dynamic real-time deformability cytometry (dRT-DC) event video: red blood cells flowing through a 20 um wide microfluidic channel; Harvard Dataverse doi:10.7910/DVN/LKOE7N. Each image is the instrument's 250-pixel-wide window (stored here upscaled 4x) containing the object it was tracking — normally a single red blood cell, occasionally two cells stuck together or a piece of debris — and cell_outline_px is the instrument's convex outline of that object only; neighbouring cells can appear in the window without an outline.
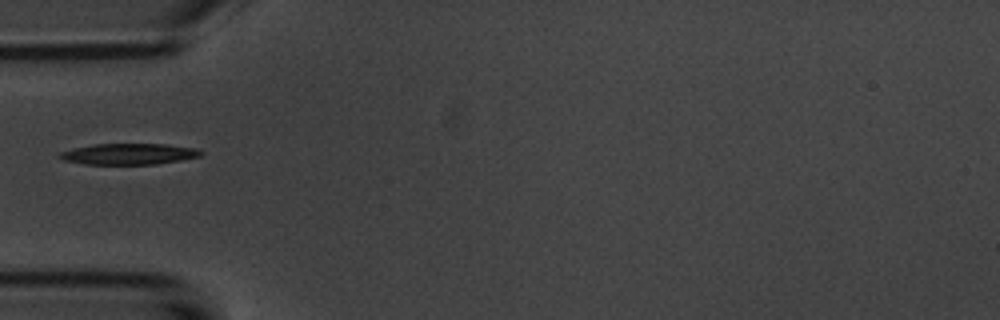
{"species": "common noctule bat (a hibernating species)", "species_latin": "Nyctalus noctula", "temperature_condition": "room temperature", "stored_images_in_passage": 23, "camera_frame_rate_fps": 3000, "um_per_image_px": 0.085, "animal": {"sex": "male", "body_mass_g": 20.1, "forearm_length_mm": 53.5}, "frame": {"image": 1, "passage_image": 1, "time_ms": 0.0, "image_size_px": [1000, 320], "cell_outline_px": [[204, 152], [200, 156], [180, 160], [156, 164], [84, 164], [64, 160], [56, 156], [60, 152], [72, 148], [92, 144], [164, 144], [196, 148]], "centroid_in_image_um": [10.92, 13.08], "position_along_channel_um": 74.1, "area_um2": 17.34}}